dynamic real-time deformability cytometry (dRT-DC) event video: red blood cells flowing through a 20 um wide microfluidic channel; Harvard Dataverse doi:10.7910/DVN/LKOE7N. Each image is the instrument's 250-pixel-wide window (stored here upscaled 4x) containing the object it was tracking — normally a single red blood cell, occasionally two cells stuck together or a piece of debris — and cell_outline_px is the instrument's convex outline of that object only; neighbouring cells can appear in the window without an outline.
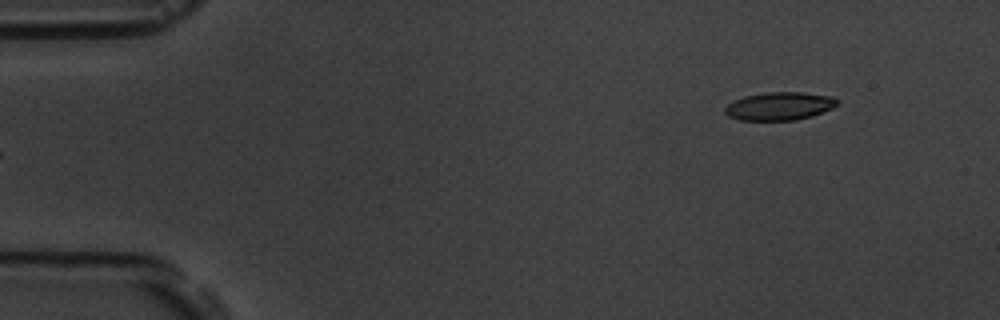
{"species": "common noctule bat (a hibernating species)", "species_latin": "Nyctalus noctula", "temperature_condition": "room temperature", "stored_images_in_passage": 6, "segment_of_instrument_passage": [2, 2], "camera_frame_rate_fps": 3000, "um_per_image_px": 0.085, "animal": {"sex": "male", "body_mass_g": 19.5, "forearm_length_mm": 54.6}, "frame": {"image": 1, "passage_image": 6, "time_ms": 5.667, "image_size_px": [1000, 320], "cell_outline_px": [[840, 104], [832, 108], [812, 116], [796, 120], [740, 120], [728, 116], [724, 112], [724, 108], [732, 100], [744, 96], [764, 92], [804, 92], [832, 96]], "centroid_in_image_um": [66.24, 9.01], "position_along_channel_um": 18.8, "area_um2": 18.55}}